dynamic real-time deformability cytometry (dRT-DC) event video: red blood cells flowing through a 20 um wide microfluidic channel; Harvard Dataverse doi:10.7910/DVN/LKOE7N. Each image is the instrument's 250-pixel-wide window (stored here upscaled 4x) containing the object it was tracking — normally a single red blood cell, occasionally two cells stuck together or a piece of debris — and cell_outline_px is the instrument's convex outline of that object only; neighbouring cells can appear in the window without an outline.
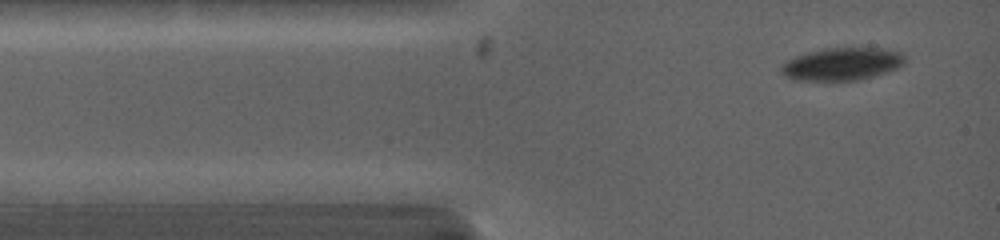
{"species": "common noctule bat (a hibernating species)", "species_latin": "Nyctalus noctula", "temperature_condition": "warm", "stored_images_in_passage": 14, "camera_frame_rate_fps": 5000, "um_per_image_px": 0.085, "animal": {"sex": "female", "body_mass_g": 19.0, "forearm_length_mm": 53.3}, "frame": {"image": 1, "passage_image": 1, "time_ms": 0.0, "image_size_px": [1000, 240], "cell_outline_px": [[904, 64], [888, 72], [856, 80], [792, 80], [784, 76], [780, 72], [780, 68], [788, 60], [796, 56], [808, 52], [824, 48], [884, 48], [900, 52], [904, 56]], "centroid_in_image_um": [71.56, 5.44], "position_along_channel_um": 13.4, "area_um2": 23.41}}
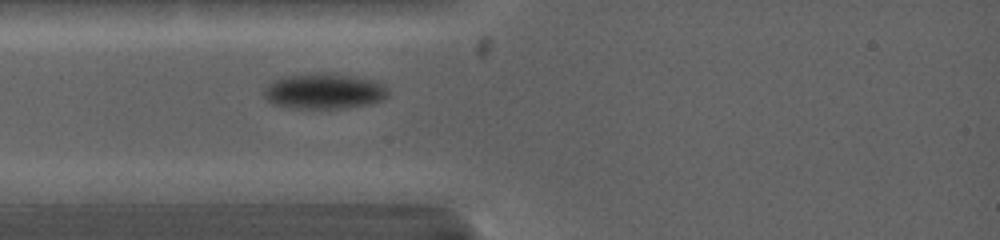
{"frame": {"image": 2, "passage_image": 7, "time_ms": 2.0, "image_size_px": [1000, 240], "cell_outline_px": [[388, 96], [372, 104], [344, 108], [296, 108], [272, 104], [264, 96], [264, 88], [272, 80], [280, 76], [316, 72], [332, 72], [376, 80], [384, 84], [388, 88]], "centroid_in_image_um": [27.56, 7.72], "position_along_channel_um": 57.4, "area_um2": 26.3}}
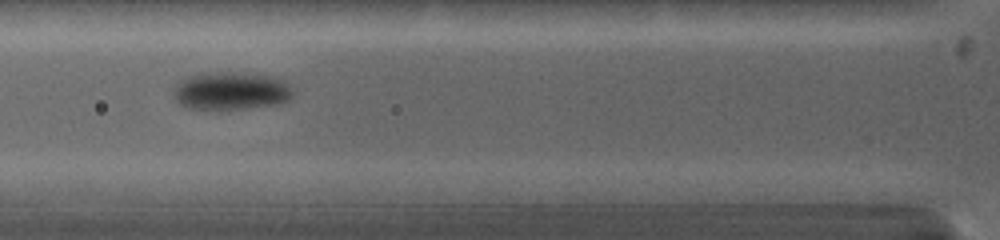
{"frame": {"image": 3, "passage_image": 11, "time_ms": 3.2, "image_size_px": [1000, 240], "cell_outline_px": [[292, 96], [288, 100], [276, 104], [248, 108], [188, 108], [180, 104], [176, 100], [176, 84], [180, 80], [192, 76], [224, 72], [232, 72], [264, 76], [284, 80], [292, 88]], "centroid_in_image_um": [19.67, 7.73], "position_along_channel_um": 106.1, "area_um2": 25.37}}